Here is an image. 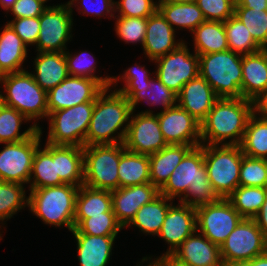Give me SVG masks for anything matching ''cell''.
I'll return each mask as SVG.
<instances>
[{
    "instance_id": "10",
    "label": "cell",
    "mask_w": 267,
    "mask_h": 266,
    "mask_svg": "<svg viewBox=\"0 0 267 266\" xmlns=\"http://www.w3.org/2000/svg\"><path fill=\"white\" fill-rule=\"evenodd\" d=\"M40 30L34 52H65L73 41L76 21L67 2L49 5L39 16Z\"/></svg>"
},
{
    "instance_id": "25",
    "label": "cell",
    "mask_w": 267,
    "mask_h": 266,
    "mask_svg": "<svg viewBox=\"0 0 267 266\" xmlns=\"http://www.w3.org/2000/svg\"><path fill=\"white\" fill-rule=\"evenodd\" d=\"M267 90V49L242 55V98L255 102Z\"/></svg>"
},
{
    "instance_id": "36",
    "label": "cell",
    "mask_w": 267,
    "mask_h": 266,
    "mask_svg": "<svg viewBox=\"0 0 267 266\" xmlns=\"http://www.w3.org/2000/svg\"><path fill=\"white\" fill-rule=\"evenodd\" d=\"M24 123L31 122L13 107L0 103V145L21 142L38 130L33 124H29L26 130H21Z\"/></svg>"
},
{
    "instance_id": "18",
    "label": "cell",
    "mask_w": 267,
    "mask_h": 266,
    "mask_svg": "<svg viewBox=\"0 0 267 266\" xmlns=\"http://www.w3.org/2000/svg\"><path fill=\"white\" fill-rule=\"evenodd\" d=\"M197 230L196 208L179 201L168 209L163 225L156 237L167 244L160 255H172L182 242Z\"/></svg>"
},
{
    "instance_id": "47",
    "label": "cell",
    "mask_w": 267,
    "mask_h": 266,
    "mask_svg": "<svg viewBox=\"0 0 267 266\" xmlns=\"http://www.w3.org/2000/svg\"><path fill=\"white\" fill-rule=\"evenodd\" d=\"M72 15L74 9L83 16L112 20L115 17V0H69Z\"/></svg>"
},
{
    "instance_id": "44",
    "label": "cell",
    "mask_w": 267,
    "mask_h": 266,
    "mask_svg": "<svg viewBox=\"0 0 267 266\" xmlns=\"http://www.w3.org/2000/svg\"><path fill=\"white\" fill-rule=\"evenodd\" d=\"M234 16L247 27L253 39L267 49V10L234 7Z\"/></svg>"
},
{
    "instance_id": "56",
    "label": "cell",
    "mask_w": 267,
    "mask_h": 266,
    "mask_svg": "<svg viewBox=\"0 0 267 266\" xmlns=\"http://www.w3.org/2000/svg\"><path fill=\"white\" fill-rule=\"evenodd\" d=\"M252 266H267V252L250 260Z\"/></svg>"
},
{
    "instance_id": "57",
    "label": "cell",
    "mask_w": 267,
    "mask_h": 266,
    "mask_svg": "<svg viewBox=\"0 0 267 266\" xmlns=\"http://www.w3.org/2000/svg\"><path fill=\"white\" fill-rule=\"evenodd\" d=\"M17 0H0V8L5 13L9 11V9L15 4Z\"/></svg>"
},
{
    "instance_id": "23",
    "label": "cell",
    "mask_w": 267,
    "mask_h": 266,
    "mask_svg": "<svg viewBox=\"0 0 267 266\" xmlns=\"http://www.w3.org/2000/svg\"><path fill=\"white\" fill-rule=\"evenodd\" d=\"M80 266H109L118 236L72 233Z\"/></svg>"
},
{
    "instance_id": "19",
    "label": "cell",
    "mask_w": 267,
    "mask_h": 266,
    "mask_svg": "<svg viewBox=\"0 0 267 266\" xmlns=\"http://www.w3.org/2000/svg\"><path fill=\"white\" fill-rule=\"evenodd\" d=\"M178 34L158 9L147 18L142 51L150 65L157 58L177 49L185 42V39L177 36Z\"/></svg>"
},
{
    "instance_id": "53",
    "label": "cell",
    "mask_w": 267,
    "mask_h": 266,
    "mask_svg": "<svg viewBox=\"0 0 267 266\" xmlns=\"http://www.w3.org/2000/svg\"><path fill=\"white\" fill-rule=\"evenodd\" d=\"M267 240V197L257 215L253 218Z\"/></svg>"
},
{
    "instance_id": "30",
    "label": "cell",
    "mask_w": 267,
    "mask_h": 266,
    "mask_svg": "<svg viewBox=\"0 0 267 266\" xmlns=\"http://www.w3.org/2000/svg\"><path fill=\"white\" fill-rule=\"evenodd\" d=\"M192 148L194 147L171 144L149 155L151 183L160 190L168 181L174 169Z\"/></svg>"
},
{
    "instance_id": "16",
    "label": "cell",
    "mask_w": 267,
    "mask_h": 266,
    "mask_svg": "<svg viewBox=\"0 0 267 266\" xmlns=\"http://www.w3.org/2000/svg\"><path fill=\"white\" fill-rule=\"evenodd\" d=\"M104 89L97 80L69 75L47 92L48 115L84 102H94Z\"/></svg>"
},
{
    "instance_id": "13",
    "label": "cell",
    "mask_w": 267,
    "mask_h": 266,
    "mask_svg": "<svg viewBox=\"0 0 267 266\" xmlns=\"http://www.w3.org/2000/svg\"><path fill=\"white\" fill-rule=\"evenodd\" d=\"M243 217L228 199L196 207L197 231L221 246Z\"/></svg>"
},
{
    "instance_id": "20",
    "label": "cell",
    "mask_w": 267,
    "mask_h": 266,
    "mask_svg": "<svg viewBox=\"0 0 267 266\" xmlns=\"http://www.w3.org/2000/svg\"><path fill=\"white\" fill-rule=\"evenodd\" d=\"M159 195L160 190L151 182L111 191L112 210L117 221L125 228L143 205L152 202Z\"/></svg>"
},
{
    "instance_id": "4",
    "label": "cell",
    "mask_w": 267,
    "mask_h": 266,
    "mask_svg": "<svg viewBox=\"0 0 267 266\" xmlns=\"http://www.w3.org/2000/svg\"><path fill=\"white\" fill-rule=\"evenodd\" d=\"M0 102L22 113L37 129L48 118L47 92L28 69L0 76Z\"/></svg>"
},
{
    "instance_id": "2",
    "label": "cell",
    "mask_w": 267,
    "mask_h": 266,
    "mask_svg": "<svg viewBox=\"0 0 267 266\" xmlns=\"http://www.w3.org/2000/svg\"><path fill=\"white\" fill-rule=\"evenodd\" d=\"M254 102L245 98H219L201 125V145H240Z\"/></svg>"
},
{
    "instance_id": "48",
    "label": "cell",
    "mask_w": 267,
    "mask_h": 266,
    "mask_svg": "<svg viewBox=\"0 0 267 266\" xmlns=\"http://www.w3.org/2000/svg\"><path fill=\"white\" fill-rule=\"evenodd\" d=\"M158 9V0H115V16L148 18Z\"/></svg>"
},
{
    "instance_id": "27",
    "label": "cell",
    "mask_w": 267,
    "mask_h": 266,
    "mask_svg": "<svg viewBox=\"0 0 267 266\" xmlns=\"http://www.w3.org/2000/svg\"><path fill=\"white\" fill-rule=\"evenodd\" d=\"M119 92L128 99L133 110L137 111L141 104L144 105L146 103L149 107L141 110V112L145 113L156 114L154 109H160L157 113H161L177 104V95L167 88L156 75L150 79L149 88L146 91ZM151 107L154 108L152 109Z\"/></svg>"
},
{
    "instance_id": "49",
    "label": "cell",
    "mask_w": 267,
    "mask_h": 266,
    "mask_svg": "<svg viewBox=\"0 0 267 266\" xmlns=\"http://www.w3.org/2000/svg\"><path fill=\"white\" fill-rule=\"evenodd\" d=\"M236 0H196L206 21L225 22L234 15Z\"/></svg>"
},
{
    "instance_id": "60",
    "label": "cell",
    "mask_w": 267,
    "mask_h": 266,
    "mask_svg": "<svg viewBox=\"0 0 267 266\" xmlns=\"http://www.w3.org/2000/svg\"><path fill=\"white\" fill-rule=\"evenodd\" d=\"M2 233H4V230H2V227L0 226V241L3 240L4 234Z\"/></svg>"
},
{
    "instance_id": "26",
    "label": "cell",
    "mask_w": 267,
    "mask_h": 266,
    "mask_svg": "<svg viewBox=\"0 0 267 266\" xmlns=\"http://www.w3.org/2000/svg\"><path fill=\"white\" fill-rule=\"evenodd\" d=\"M1 27L2 26H0V76L31 68L29 64L26 65L30 50L28 46L8 23H4L3 27Z\"/></svg>"
},
{
    "instance_id": "29",
    "label": "cell",
    "mask_w": 267,
    "mask_h": 266,
    "mask_svg": "<svg viewBox=\"0 0 267 266\" xmlns=\"http://www.w3.org/2000/svg\"><path fill=\"white\" fill-rule=\"evenodd\" d=\"M175 201L160 194L152 202L143 205L124 229L135 228L134 231L138 230L142 234L141 236L156 237L163 225L169 207Z\"/></svg>"
},
{
    "instance_id": "52",
    "label": "cell",
    "mask_w": 267,
    "mask_h": 266,
    "mask_svg": "<svg viewBox=\"0 0 267 266\" xmlns=\"http://www.w3.org/2000/svg\"><path fill=\"white\" fill-rule=\"evenodd\" d=\"M137 263L141 264V266H188L174 258L172 255L156 256L155 254H148L146 256H143L140 261L137 260Z\"/></svg>"
},
{
    "instance_id": "34",
    "label": "cell",
    "mask_w": 267,
    "mask_h": 266,
    "mask_svg": "<svg viewBox=\"0 0 267 266\" xmlns=\"http://www.w3.org/2000/svg\"><path fill=\"white\" fill-rule=\"evenodd\" d=\"M118 178L119 187L151 182L149 156L128 151L125 149L124 143H121Z\"/></svg>"
},
{
    "instance_id": "58",
    "label": "cell",
    "mask_w": 267,
    "mask_h": 266,
    "mask_svg": "<svg viewBox=\"0 0 267 266\" xmlns=\"http://www.w3.org/2000/svg\"><path fill=\"white\" fill-rule=\"evenodd\" d=\"M223 266H252L250 260L232 261L229 263H223Z\"/></svg>"
},
{
    "instance_id": "15",
    "label": "cell",
    "mask_w": 267,
    "mask_h": 266,
    "mask_svg": "<svg viewBox=\"0 0 267 266\" xmlns=\"http://www.w3.org/2000/svg\"><path fill=\"white\" fill-rule=\"evenodd\" d=\"M133 110L124 140L125 149L143 155H152L165 148L157 114Z\"/></svg>"
},
{
    "instance_id": "61",
    "label": "cell",
    "mask_w": 267,
    "mask_h": 266,
    "mask_svg": "<svg viewBox=\"0 0 267 266\" xmlns=\"http://www.w3.org/2000/svg\"><path fill=\"white\" fill-rule=\"evenodd\" d=\"M44 2H46L48 5H55V4H51L49 2H51L52 0H43Z\"/></svg>"
},
{
    "instance_id": "59",
    "label": "cell",
    "mask_w": 267,
    "mask_h": 266,
    "mask_svg": "<svg viewBox=\"0 0 267 266\" xmlns=\"http://www.w3.org/2000/svg\"><path fill=\"white\" fill-rule=\"evenodd\" d=\"M176 3H192V2H196V0H170Z\"/></svg>"
},
{
    "instance_id": "17",
    "label": "cell",
    "mask_w": 267,
    "mask_h": 266,
    "mask_svg": "<svg viewBox=\"0 0 267 266\" xmlns=\"http://www.w3.org/2000/svg\"><path fill=\"white\" fill-rule=\"evenodd\" d=\"M163 137L168 145H201V125L178 104L156 113Z\"/></svg>"
},
{
    "instance_id": "41",
    "label": "cell",
    "mask_w": 267,
    "mask_h": 266,
    "mask_svg": "<svg viewBox=\"0 0 267 266\" xmlns=\"http://www.w3.org/2000/svg\"><path fill=\"white\" fill-rule=\"evenodd\" d=\"M267 197V187L238 186L227 198L243 218L253 219Z\"/></svg>"
},
{
    "instance_id": "22",
    "label": "cell",
    "mask_w": 267,
    "mask_h": 266,
    "mask_svg": "<svg viewBox=\"0 0 267 266\" xmlns=\"http://www.w3.org/2000/svg\"><path fill=\"white\" fill-rule=\"evenodd\" d=\"M218 99L209 83L199 75L182 87L177 104L201 124Z\"/></svg>"
},
{
    "instance_id": "21",
    "label": "cell",
    "mask_w": 267,
    "mask_h": 266,
    "mask_svg": "<svg viewBox=\"0 0 267 266\" xmlns=\"http://www.w3.org/2000/svg\"><path fill=\"white\" fill-rule=\"evenodd\" d=\"M172 256L188 266H223L220 246L197 230L182 242Z\"/></svg>"
},
{
    "instance_id": "11",
    "label": "cell",
    "mask_w": 267,
    "mask_h": 266,
    "mask_svg": "<svg viewBox=\"0 0 267 266\" xmlns=\"http://www.w3.org/2000/svg\"><path fill=\"white\" fill-rule=\"evenodd\" d=\"M44 127L31 137L17 143H3L0 150V179L15 182L28 187L32 171L33 158L37 148L43 142Z\"/></svg>"
},
{
    "instance_id": "39",
    "label": "cell",
    "mask_w": 267,
    "mask_h": 266,
    "mask_svg": "<svg viewBox=\"0 0 267 266\" xmlns=\"http://www.w3.org/2000/svg\"><path fill=\"white\" fill-rule=\"evenodd\" d=\"M240 146L245 156L267 159V117L250 116Z\"/></svg>"
},
{
    "instance_id": "5",
    "label": "cell",
    "mask_w": 267,
    "mask_h": 266,
    "mask_svg": "<svg viewBox=\"0 0 267 266\" xmlns=\"http://www.w3.org/2000/svg\"><path fill=\"white\" fill-rule=\"evenodd\" d=\"M78 189L79 186L62 184L29 190L28 211L42 224L59 230L64 226L71 232Z\"/></svg>"
},
{
    "instance_id": "28",
    "label": "cell",
    "mask_w": 267,
    "mask_h": 266,
    "mask_svg": "<svg viewBox=\"0 0 267 266\" xmlns=\"http://www.w3.org/2000/svg\"><path fill=\"white\" fill-rule=\"evenodd\" d=\"M52 158L56 160L57 174L64 184H71L74 186L83 185V147L52 144Z\"/></svg>"
},
{
    "instance_id": "1",
    "label": "cell",
    "mask_w": 267,
    "mask_h": 266,
    "mask_svg": "<svg viewBox=\"0 0 267 266\" xmlns=\"http://www.w3.org/2000/svg\"><path fill=\"white\" fill-rule=\"evenodd\" d=\"M160 194L195 208L221 199L208 177L204 145L192 148L184 156L160 189Z\"/></svg>"
},
{
    "instance_id": "45",
    "label": "cell",
    "mask_w": 267,
    "mask_h": 266,
    "mask_svg": "<svg viewBox=\"0 0 267 266\" xmlns=\"http://www.w3.org/2000/svg\"><path fill=\"white\" fill-rule=\"evenodd\" d=\"M114 20L113 29L117 39L128 45L139 44L142 48L146 35L147 18L115 16Z\"/></svg>"
},
{
    "instance_id": "31",
    "label": "cell",
    "mask_w": 267,
    "mask_h": 266,
    "mask_svg": "<svg viewBox=\"0 0 267 266\" xmlns=\"http://www.w3.org/2000/svg\"><path fill=\"white\" fill-rule=\"evenodd\" d=\"M158 10L177 33L180 30L191 34L206 21L195 2L176 3L170 0H158Z\"/></svg>"
},
{
    "instance_id": "46",
    "label": "cell",
    "mask_w": 267,
    "mask_h": 266,
    "mask_svg": "<svg viewBox=\"0 0 267 266\" xmlns=\"http://www.w3.org/2000/svg\"><path fill=\"white\" fill-rule=\"evenodd\" d=\"M239 185L267 187V160L244 155L240 166Z\"/></svg>"
},
{
    "instance_id": "43",
    "label": "cell",
    "mask_w": 267,
    "mask_h": 266,
    "mask_svg": "<svg viewBox=\"0 0 267 266\" xmlns=\"http://www.w3.org/2000/svg\"><path fill=\"white\" fill-rule=\"evenodd\" d=\"M130 66L124 69L122 74L112 76L110 87L116 91H146L149 88L150 79L155 75L154 71L151 73L145 64L141 65L137 62Z\"/></svg>"
},
{
    "instance_id": "9",
    "label": "cell",
    "mask_w": 267,
    "mask_h": 266,
    "mask_svg": "<svg viewBox=\"0 0 267 266\" xmlns=\"http://www.w3.org/2000/svg\"><path fill=\"white\" fill-rule=\"evenodd\" d=\"M83 154V185L107 191L119 188L118 166L121 157V143L87 145L83 147Z\"/></svg>"
},
{
    "instance_id": "42",
    "label": "cell",
    "mask_w": 267,
    "mask_h": 266,
    "mask_svg": "<svg viewBox=\"0 0 267 266\" xmlns=\"http://www.w3.org/2000/svg\"><path fill=\"white\" fill-rule=\"evenodd\" d=\"M229 50L240 54H252L263 49L252 37L247 27L234 15L224 22Z\"/></svg>"
},
{
    "instance_id": "8",
    "label": "cell",
    "mask_w": 267,
    "mask_h": 266,
    "mask_svg": "<svg viewBox=\"0 0 267 266\" xmlns=\"http://www.w3.org/2000/svg\"><path fill=\"white\" fill-rule=\"evenodd\" d=\"M94 102H84L73 107L51 112L47 118L44 141L53 145L84 147Z\"/></svg>"
},
{
    "instance_id": "54",
    "label": "cell",
    "mask_w": 267,
    "mask_h": 266,
    "mask_svg": "<svg viewBox=\"0 0 267 266\" xmlns=\"http://www.w3.org/2000/svg\"><path fill=\"white\" fill-rule=\"evenodd\" d=\"M234 7L267 10V0H236Z\"/></svg>"
},
{
    "instance_id": "12",
    "label": "cell",
    "mask_w": 267,
    "mask_h": 266,
    "mask_svg": "<svg viewBox=\"0 0 267 266\" xmlns=\"http://www.w3.org/2000/svg\"><path fill=\"white\" fill-rule=\"evenodd\" d=\"M188 44L185 40L177 49L153 61L157 78L176 95L188 81L199 76V56L190 51Z\"/></svg>"
},
{
    "instance_id": "24",
    "label": "cell",
    "mask_w": 267,
    "mask_h": 266,
    "mask_svg": "<svg viewBox=\"0 0 267 266\" xmlns=\"http://www.w3.org/2000/svg\"><path fill=\"white\" fill-rule=\"evenodd\" d=\"M33 75L35 82L46 92L59 85L69 76L64 52H35Z\"/></svg>"
},
{
    "instance_id": "50",
    "label": "cell",
    "mask_w": 267,
    "mask_h": 266,
    "mask_svg": "<svg viewBox=\"0 0 267 266\" xmlns=\"http://www.w3.org/2000/svg\"><path fill=\"white\" fill-rule=\"evenodd\" d=\"M6 23L12 27L28 48L32 49V46L36 45L40 30L39 17L11 19Z\"/></svg>"
},
{
    "instance_id": "55",
    "label": "cell",
    "mask_w": 267,
    "mask_h": 266,
    "mask_svg": "<svg viewBox=\"0 0 267 266\" xmlns=\"http://www.w3.org/2000/svg\"><path fill=\"white\" fill-rule=\"evenodd\" d=\"M254 110L260 116L267 117V90L255 100Z\"/></svg>"
},
{
    "instance_id": "35",
    "label": "cell",
    "mask_w": 267,
    "mask_h": 266,
    "mask_svg": "<svg viewBox=\"0 0 267 266\" xmlns=\"http://www.w3.org/2000/svg\"><path fill=\"white\" fill-rule=\"evenodd\" d=\"M64 56L69 75L94 79L97 80L104 88L110 87L113 75L105 73L103 76L102 74H98V72L102 73L100 71V67L98 66L99 62L96 61L97 58L93 55V53H91V51L80 49L79 51L75 50L72 52L67 48L64 52Z\"/></svg>"
},
{
    "instance_id": "14",
    "label": "cell",
    "mask_w": 267,
    "mask_h": 266,
    "mask_svg": "<svg viewBox=\"0 0 267 266\" xmlns=\"http://www.w3.org/2000/svg\"><path fill=\"white\" fill-rule=\"evenodd\" d=\"M220 250L223 263L252 260L267 252V240L254 219L243 218Z\"/></svg>"
},
{
    "instance_id": "38",
    "label": "cell",
    "mask_w": 267,
    "mask_h": 266,
    "mask_svg": "<svg viewBox=\"0 0 267 266\" xmlns=\"http://www.w3.org/2000/svg\"><path fill=\"white\" fill-rule=\"evenodd\" d=\"M27 188L26 185L0 179V226L3 230L7 221L25 208L28 209Z\"/></svg>"
},
{
    "instance_id": "7",
    "label": "cell",
    "mask_w": 267,
    "mask_h": 266,
    "mask_svg": "<svg viewBox=\"0 0 267 266\" xmlns=\"http://www.w3.org/2000/svg\"><path fill=\"white\" fill-rule=\"evenodd\" d=\"M243 156L240 145H204L208 177L220 198L227 199L239 186Z\"/></svg>"
},
{
    "instance_id": "40",
    "label": "cell",
    "mask_w": 267,
    "mask_h": 266,
    "mask_svg": "<svg viewBox=\"0 0 267 266\" xmlns=\"http://www.w3.org/2000/svg\"><path fill=\"white\" fill-rule=\"evenodd\" d=\"M124 230L111 209L102 215H89L86 219H74L71 233H82L93 236H117Z\"/></svg>"
},
{
    "instance_id": "37",
    "label": "cell",
    "mask_w": 267,
    "mask_h": 266,
    "mask_svg": "<svg viewBox=\"0 0 267 266\" xmlns=\"http://www.w3.org/2000/svg\"><path fill=\"white\" fill-rule=\"evenodd\" d=\"M112 209L111 191L79 186L74 219H86L89 215H102Z\"/></svg>"
},
{
    "instance_id": "6",
    "label": "cell",
    "mask_w": 267,
    "mask_h": 266,
    "mask_svg": "<svg viewBox=\"0 0 267 266\" xmlns=\"http://www.w3.org/2000/svg\"><path fill=\"white\" fill-rule=\"evenodd\" d=\"M198 56L199 75L219 98L242 97V55L227 50Z\"/></svg>"
},
{
    "instance_id": "3",
    "label": "cell",
    "mask_w": 267,
    "mask_h": 266,
    "mask_svg": "<svg viewBox=\"0 0 267 266\" xmlns=\"http://www.w3.org/2000/svg\"><path fill=\"white\" fill-rule=\"evenodd\" d=\"M132 111L121 92L105 88L94 101L85 146L124 143Z\"/></svg>"
},
{
    "instance_id": "33",
    "label": "cell",
    "mask_w": 267,
    "mask_h": 266,
    "mask_svg": "<svg viewBox=\"0 0 267 266\" xmlns=\"http://www.w3.org/2000/svg\"><path fill=\"white\" fill-rule=\"evenodd\" d=\"M192 50L197 55H204L229 50L224 22L205 21L191 34Z\"/></svg>"
},
{
    "instance_id": "51",
    "label": "cell",
    "mask_w": 267,
    "mask_h": 266,
    "mask_svg": "<svg viewBox=\"0 0 267 266\" xmlns=\"http://www.w3.org/2000/svg\"><path fill=\"white\" fill-rule=\"evenodd\" d=\"M49 5L43 0H17L4 17L31 18L39 17Z\"/></svg>"
},
{
    "instance_id": "32",
    "label": "cell",
    "mask_w": 267,
    "mask_h": 266,
    "mask_svg": "<svg viewBox=\"0 0 267 266\" xmlns=\"http://www.w3.org/2000/svg\"><path fill=\"white\" fill-rule=\"evenodd\" d=\"M62 184L64 183L57 174L56 160L52 158V144L46 142L41 143L33 158L27 190L59 186Z\"/></svg>"
}]
</instances>
